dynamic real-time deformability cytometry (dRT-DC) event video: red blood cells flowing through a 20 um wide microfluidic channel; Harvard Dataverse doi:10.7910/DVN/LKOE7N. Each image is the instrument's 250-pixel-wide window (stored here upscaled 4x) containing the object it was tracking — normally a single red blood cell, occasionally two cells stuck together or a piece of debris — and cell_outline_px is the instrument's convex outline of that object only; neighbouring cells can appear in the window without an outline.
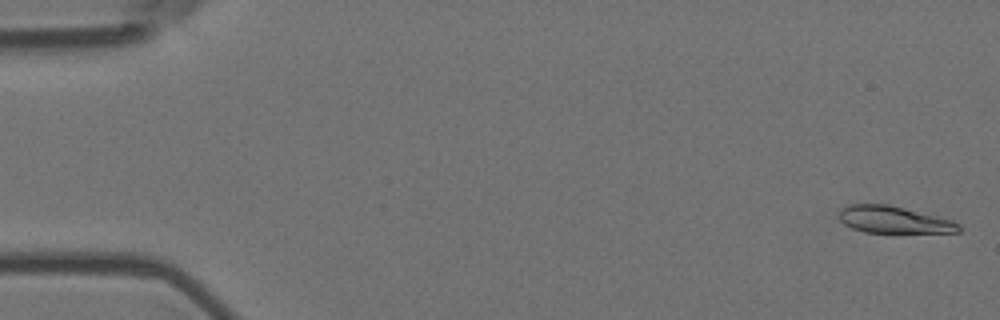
{"species": "Egyptian fruit bat (a non-hibernating species)", "species_latin": "Rousettus aegyptiacus", "temperature_condition": "room temperature", "stored_images_in_passage": 10, "camera_frame_rate_fps": 3000, "um_per_image_px": 0.085, "animal": {"sex": "female"}, "frame": {"image": 1, "passage_image": 2, "time_ms": 0.333, "image_size_px": [1000, 320], "cell_outline_px": [[960, 232], [900, 236], [896, 236], [864, 232], [852, 228], [844, 224], [836, 216], [840, 208], [848, 204], [888, 204], [952, 220], [960, 224]], "centroid_in_image_um": [75.98, 18.75], "position_along_channel_um": 9.0, "area_um2": 20.23}}